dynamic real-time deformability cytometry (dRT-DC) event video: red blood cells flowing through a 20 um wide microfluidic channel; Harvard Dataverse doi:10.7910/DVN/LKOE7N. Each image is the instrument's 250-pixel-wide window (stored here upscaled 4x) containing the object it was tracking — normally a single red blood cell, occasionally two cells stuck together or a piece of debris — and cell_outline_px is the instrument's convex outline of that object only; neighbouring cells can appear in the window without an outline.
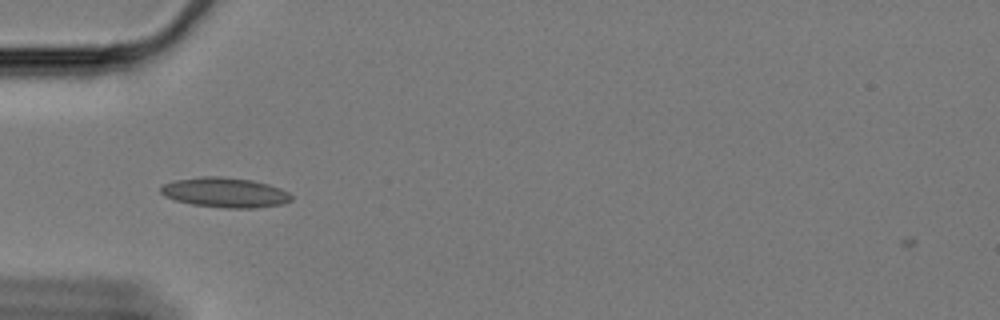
{"species": "Egyptian fruit bat (a non-hibernating species)", "species_latin": "Rousettus aegyptiacus", "temperature_condition": "cold", "stored_images_in_passage": 40, "camera_frame_rate_fps": 3000, "um_per_image_px": 0.085, "animal": {"sex": "female"}, "frame": {"image": 1, "passage_image": 4, "time_ms": 1.0, "image_size_px": [1000, 320], "cell_outline_px": [[292, 200], [284, 204], [256, 208], [224, 208], [192, 204], [176, 200], [164, 196], [160, 192], [160, 188], [164, 184], [176, 180], [200, 176], [220, 176], [252, 180], [268, 184], [280, 188], [288, 192], [292, 196]], "centroid_in_image_um": [19.15, 16.36], "position_along_channel_um": 65.9, "area_um2": 22.83}}
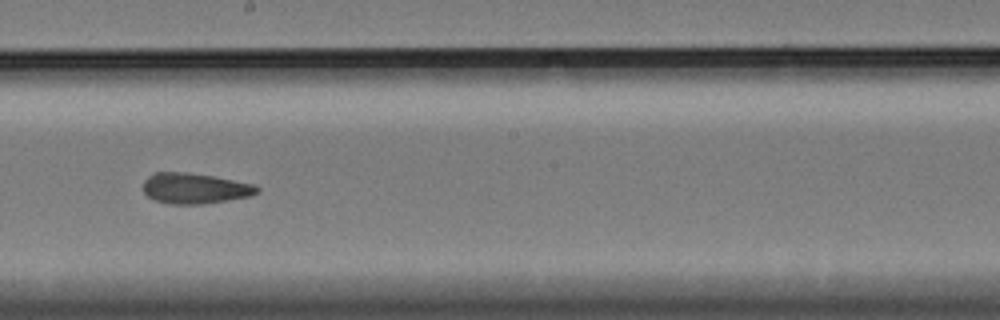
{"frame": {"image": 2, "passage_image": 19, "time_ms": 6.0, "image_size_px": [1000, 320], "cell_outline_px": [[260, 192], [252, 196], [204, 204], [168, 204], [156, 200], [148, 196], [144, 192], [144, 180], [148, 176], [156, 172], [188, 172], [212, 176], [256, 184], [260, 188]], "centroid_in_image_um": [16.61, 16.01], "position_along_channel_um": 231.6, "area_um2": 20.46}}
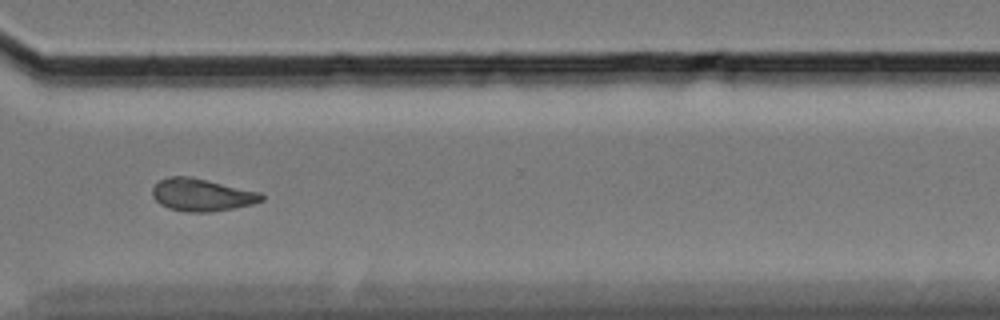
{"frame": {"image": 3, "passage_image": 30, "time_ms": 9.667, "image_size_px": [1000, 320], "cell_outline_px": [[264, 200], [252, 204], [212, 212], [184, 212], [168, 208], [160, 204], [152, 196], [152, 188], [160, 180], [168, 176], [188, 176], [260, 192], [264, 196]], "centroid_in_image_um": [17.12, 16.57], "position_along_channel_um": 353.5, "area_um2": 20.58}, "authors_computed_cell_mechanics": {"area_um2": 20.1433, "velocity_mm_per_s": 3.3224, "shape_relaxation_time_tau1_ms": null, "shape_relaxation_time_tau2_ms": 2.5741, "deformation_change_tau1": null, "deformation_change_tau2": 0.0721}}